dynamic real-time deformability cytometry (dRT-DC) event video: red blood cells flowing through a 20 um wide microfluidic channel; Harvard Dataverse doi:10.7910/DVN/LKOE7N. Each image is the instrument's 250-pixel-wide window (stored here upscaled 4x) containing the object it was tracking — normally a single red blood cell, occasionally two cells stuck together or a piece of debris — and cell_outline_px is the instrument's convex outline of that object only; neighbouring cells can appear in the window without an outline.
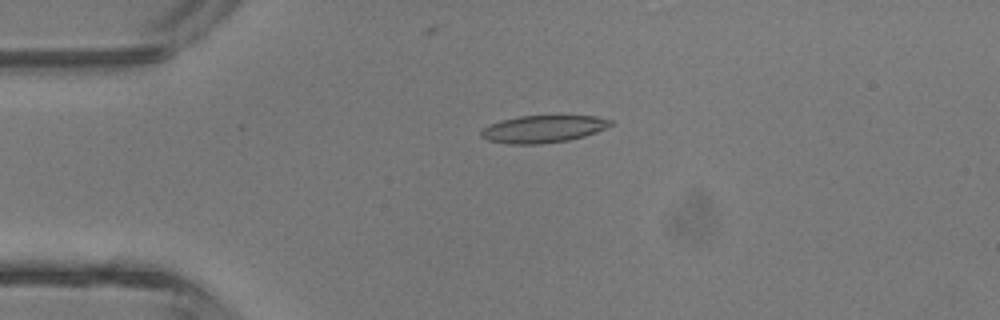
{"species": "common noctule bat (a hibernating species)", "species_latin": "Nyctalus noctula", "temperature_condition": "room temperature", "stored_images_in_passage": 3, "camera_frame_rate_fps": 3000, "um_per_image_px": 0.085, "animal": {"sex": "male", "body_mass_g": 13.3}, "frame": {"image": 1, "passage_image": 3, "time_ms": 2.333, "image_size_px": [1000, 320], "cell_outline_px": [[612, 124], [596, 132], [584, 136], [568, 140], [540, 144], [508, 144], [488, 140], [480, 136], [480, 132], [484, 128], [500, 120], [520, 116], [596, 116], [612, 120]], "centroid_in_image_um": [46.15, 10.97], "position_along_channel_um": 38.9, "area_um2": 20.4}}